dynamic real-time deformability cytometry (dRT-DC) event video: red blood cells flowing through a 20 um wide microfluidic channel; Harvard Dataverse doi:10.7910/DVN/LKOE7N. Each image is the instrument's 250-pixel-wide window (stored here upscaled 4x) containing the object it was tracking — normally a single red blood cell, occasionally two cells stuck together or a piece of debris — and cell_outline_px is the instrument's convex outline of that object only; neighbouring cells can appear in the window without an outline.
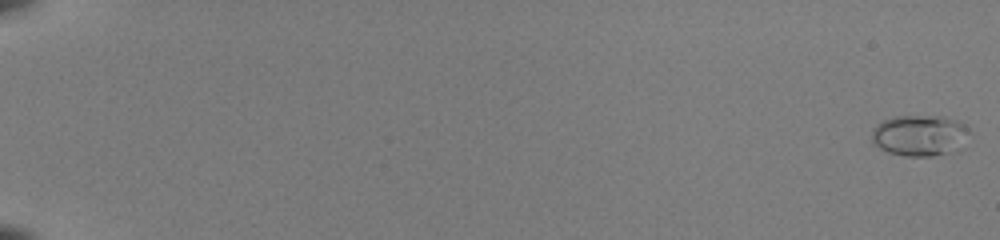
{"species": "common noctule bat (a hibernating species)", "species_latin": "Nyctalus noctula", "temperature_condition": "room temperature", "stored_images_in_passage": 53, "camera_frame_rate_fps": 3000, "um_per_image_px": 0.085, "animal": {"sex": "female", "body_mass_g": 22.0, "forearm_length_mm": 56.7}, "frame": {"image": 1, "passage_image": 1, "time_ms": 0.0, "image_size_px": [1000, 240], "cell_outline_px": [[972, 132], [948, 152], [932, 156], [904, 156], [888, 152], [872, 144], [872, 128], [876, 124], [884, 120], [896, 116], [944, 116], [956, 120], [964, 124]], "centroid_in_image_um": [78.1, 11.49], "position_along_channel_um": 6.9, "area_um2": 23.06}}
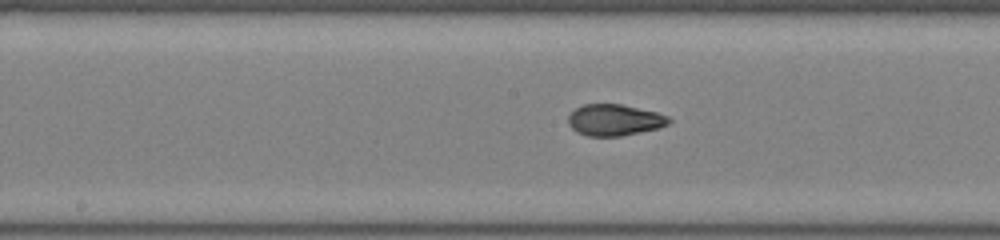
{"frame": {"image": 2, "passage_image": 31, "time_ms": 10.0, "image_size_px": [1000, 240], "cell_outline_px": [[672, 120], [668, 124], [660, 128], [620, 136], [588, 136], [576, 132], [568, 124], [568, 116], [576, 108], [584, 104], [620, 104], [656, 112], [668, 116]], "centroid_in_image_um": [52.23, 10.2], "position_along_channel_um": 196.0, "area_um2": 18.38}}
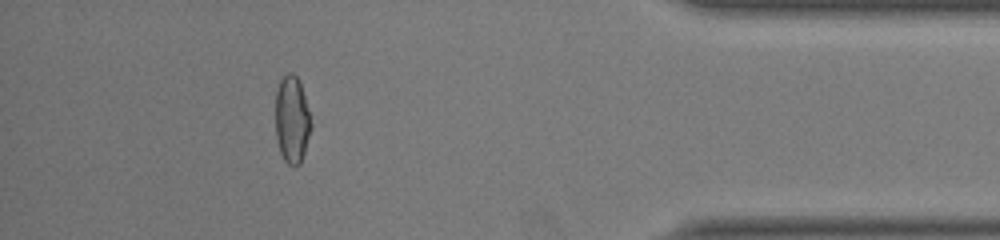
{"frame": {"image": 3, "passage_image": 49, "time_ms": 16.0, "image_size_px": [1000, 240], "cell_outline_px": [[312, 128], [300, 164], [296, 168], [292, 168], [284, 160], [280, 152], [276, 140], [276, 88], [280, 80], [288, 72], [292, 72], [300, 80], [312, 124]], "centroid_in_image_um": [24.82, 10.19], "position_along_channel_um": 410.4, "area_um2": 18.38}, "authors_computed_cell_mechanics": {"area_um2": 18.6116, "velocity_mm_per_s": 4.1003, "shape_relaxation_time_tau1_ms": 9.2585, "shape_relaxation_time_tau2_ms": 1.1275, "deformation_change_tau1": 0.2728, "deformation_change_tau2": 0.0568}}